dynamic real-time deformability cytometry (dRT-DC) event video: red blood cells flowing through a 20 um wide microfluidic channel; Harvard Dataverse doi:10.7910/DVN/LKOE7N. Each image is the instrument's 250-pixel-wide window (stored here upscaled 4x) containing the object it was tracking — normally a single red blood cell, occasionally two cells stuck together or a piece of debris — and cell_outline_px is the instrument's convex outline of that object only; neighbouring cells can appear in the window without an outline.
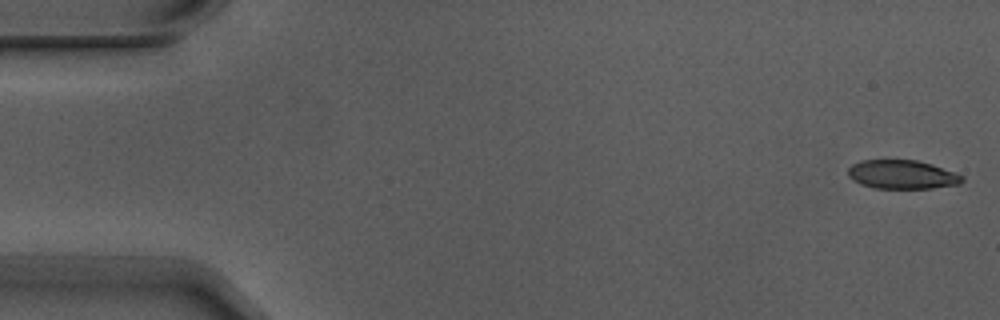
{"species": "Egyptian fruit bat (a non-hibernating species)", "species_latin": "Rousettus aegyptiacus", "temperature_condition": "warm", "stored_images_in_passage": 5, "camera_frame_rate_fps": 3000, "um_per_image_px": 0.085, "animal": {"sex": "male"}, "frame": {"image": 1, "passage_image": 1, "time_ms": 0.0, "image_size_px": [1000, 320], "cell_outline_px": [[964, 180], [960, 184], [932, 188], [876, 188], [860, 184], [852, 180], [848, 176], [848, 168], [852, 164], [860, 160], [916, 160], [932, 164], [964, 176]], "centroid_in_image_um": [76.66, 14.83], "position_along_channel_um": 8.3, "area_um2": 19.19}}
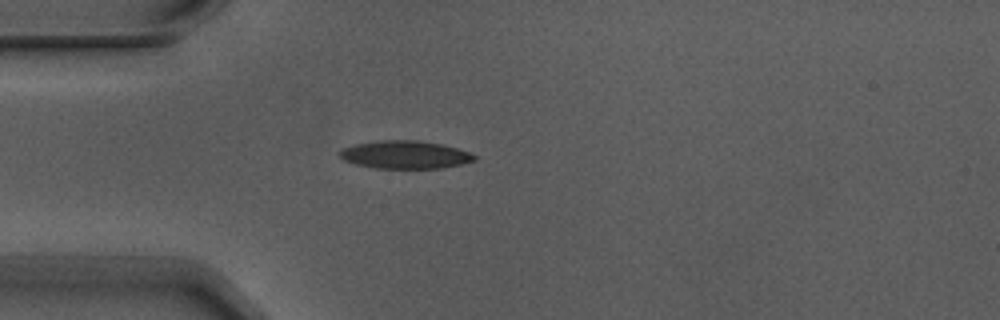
{"frame": {"image": 2, "passage_image": 5, "time_ms": 1.333, "image_size_px": [1000, 320], "cell_outline_px": [[476, 160], [460, 164], [440, 168], [376, 168], [356, 164], [344, 160], [336, 152], [340, 148], [356, 144], [380, 140], [420, 140], [444, 144], [468, 152], [476, 156]], "centroid_in_image_um": [34.39, 13.14], "position_along_channel_um": 50.6, "area_um2": 21.96}}